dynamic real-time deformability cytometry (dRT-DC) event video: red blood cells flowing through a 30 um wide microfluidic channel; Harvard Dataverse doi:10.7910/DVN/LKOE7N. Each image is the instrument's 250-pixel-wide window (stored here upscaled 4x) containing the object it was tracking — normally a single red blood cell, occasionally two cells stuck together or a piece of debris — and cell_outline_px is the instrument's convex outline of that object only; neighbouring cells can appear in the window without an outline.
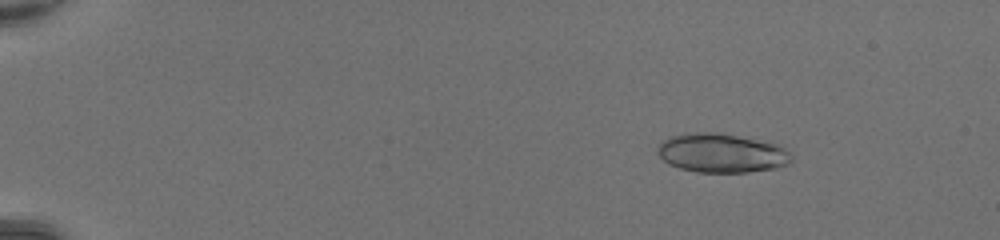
{"species": "common noctule bat (a hibernating species)", "species_latin": "Nyctalus noctula", "temperature_condition": "room temperature", "stored_images_in_passage": 49, "camera_frame_rate_fps": 3000, "um_per_image_px": 0.085, "animal": {"sex": "female", "body_mass_g": 20.0, "forearm_length_mm": 54.0}, "frame": {"image": 1, "passage_image": 8, "time_ms": 2.333, "image_size_px": [1000, 240], "cell_outline_px": [[792, 160], [788, 164], [776, 168], [748, 172], [696, 172], [680, 168], [668, 164], [656, 152], [656, 148], [664, 140], [672, 136], [684, 132], [720, 132], [776, 144], [784, 148], [792, 156]], "centroid_in_image_um": [61.31, 13.0], "position_along_channel_um": 23.7, "area_um2": 30.52}}
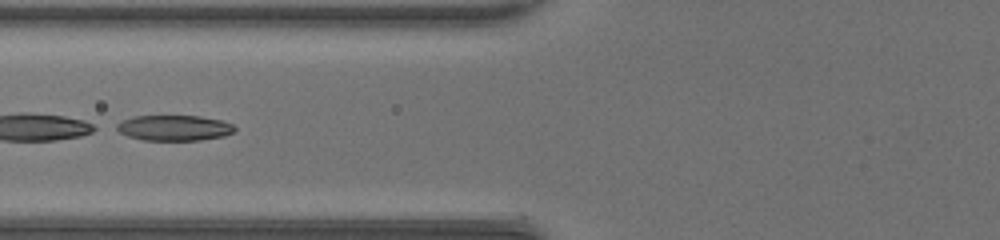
{"frame": {"image": 2, "passage_image": 23, "time_ms": 7.333, "image_size_px": [1000, 240], "cell_outline_px": [[236, 128], [232, 132], [224, 136], [200, 140], [144, 140], [128, 136], [112, 128], [116, 124], [132, 116], [200, 116], [220, 120], [232, 124]], "centroid_in_image_um": [14.77, 10.87], "position_along_channel_um": 111.0, "area_um2": 17.51}}
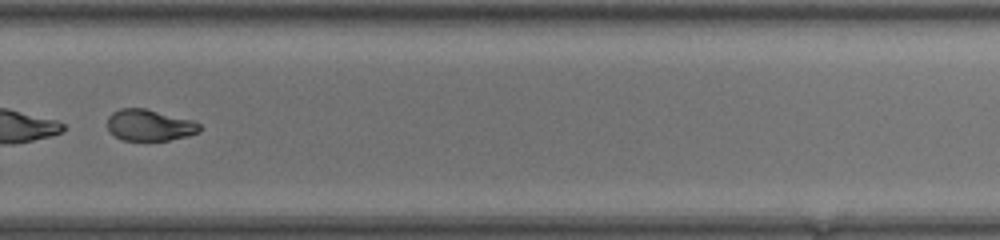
{"frame": {"image": 3, "passage_image": 37, "time_ms": 12.0, "image_size_px": [1000, 240], "cell_outline_px": [[204, 128], [200, 132], [188, 136], [168, 140], [124, 140], [116, 136], [108, 128], [108, 116], [112, 112], [120, 108], [144, 108], [192, 120], [200, 124]], "centroid_in_image_um": [12.75, 10.63], "position_along_channel_um": 317.1, "area_um2": 16.82}, "authors_computed_cell_mechanics": {"area_um2": 29.478, "velocity_mm_per_s": 4.4121, "shape_relaxation_time_tau1_ms": 0.9008, "shape_relaxation_time_tau2_ms": 1.7119, "deformation_change_tau1": 0.3256, "deformation_change_tau2": 0.0746}}